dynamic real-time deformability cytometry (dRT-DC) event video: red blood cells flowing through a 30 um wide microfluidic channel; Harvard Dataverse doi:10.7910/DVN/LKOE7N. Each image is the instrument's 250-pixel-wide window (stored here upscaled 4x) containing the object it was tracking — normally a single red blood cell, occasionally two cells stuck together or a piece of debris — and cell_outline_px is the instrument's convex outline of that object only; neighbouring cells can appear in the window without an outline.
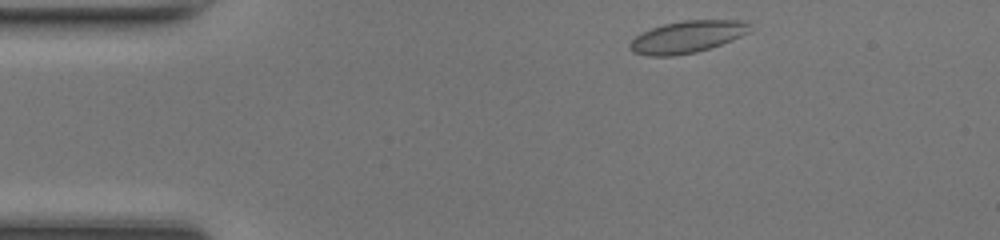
{"species": "common noctule bat (a hibernating species)", "species_latin": "Nyctalus noctula", "temperature_condition": "room temperature", "stored_images_in_passage": 42, "camera_frame_rate_fps": 3000, "um_per_image_px": 0.085, "animal": {"sex": "female", "body_mass_g": 17.0, "forearm_length_mm": 48.0}, "frame": {"image": 1, "passage_image": 2, "time_ms": 0.333, "image_size_px": [1000, 240], "cell_outline_px": [[752, 32], [732, 40], [696, 52], [672, 56], [648, 56], [632, 52], [628, 48], [628, 44], [636, 36], [652, 28], [664, 24], [680, 20], [744, 20], [748, 24]], "centroid_in_image_um": [58.41, 3.13], "position_along_channel_um": 26.6, "area_um2": 22.43}}
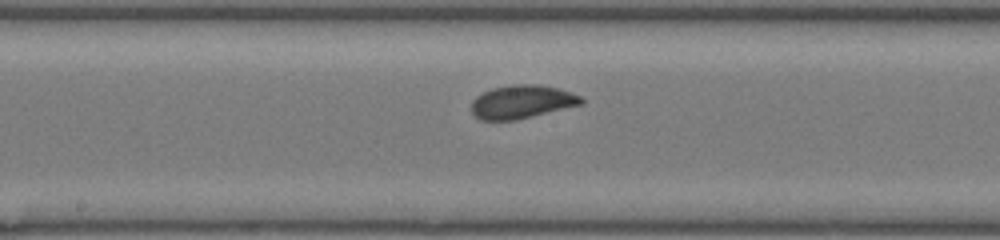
{"frame": {"image": 2, "passage_image": 19, "time_ms": 6.0, "image_size_px": [1000, 240], "cell_outline_px": [[584, 104], [516, 120], [480, 120], [472, 112], [472, 100], [476, 96], [492, 88], [516, 84], [536, 84], [556, 88], [572, 92], [580, 96], [584, 100]], "centroid_in_image_um": [44.38, 8.66], "position_along_channel_um": 203.8, "area_um2": 21.33}}
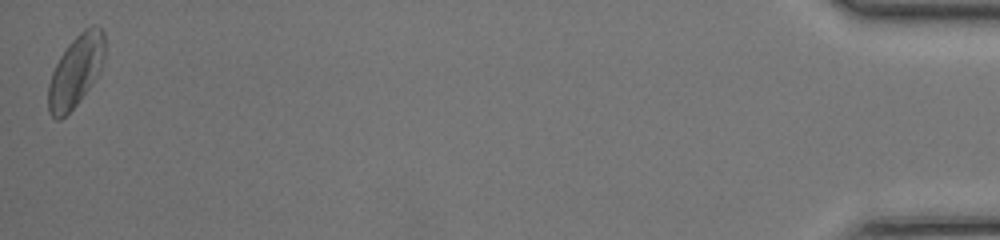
{"frame": {"image": 3, "passage_image": 42, "time_ms": 13.667, "image_size_px": [1000, 240], "cell_outline_px": [[104, 56], [100, 68], [96, 76], [88, 88], [76, 104], [60, 120], [56, 120], [48, 112], [48, 84], [52, 72], [60, 56], [68, 44], [84, 28], [92, 24], [96, 24], [104, 32]], "centroid_in_image_um": [6.42, 6.01], "position_along_channel_um": 428.8, "area_um2": 23.24}, "authors_computed_cell_mechanics": {"area_um2": 21.0103, "velocity_mm_per_s": 4.2799, "shape_relaxation_time_tau1_ms": 6.1862, "shape_relaxation_time_tau2_ms": null, "deformation_change_tau1": 0.1356, "deformation_change_tau2": null}}